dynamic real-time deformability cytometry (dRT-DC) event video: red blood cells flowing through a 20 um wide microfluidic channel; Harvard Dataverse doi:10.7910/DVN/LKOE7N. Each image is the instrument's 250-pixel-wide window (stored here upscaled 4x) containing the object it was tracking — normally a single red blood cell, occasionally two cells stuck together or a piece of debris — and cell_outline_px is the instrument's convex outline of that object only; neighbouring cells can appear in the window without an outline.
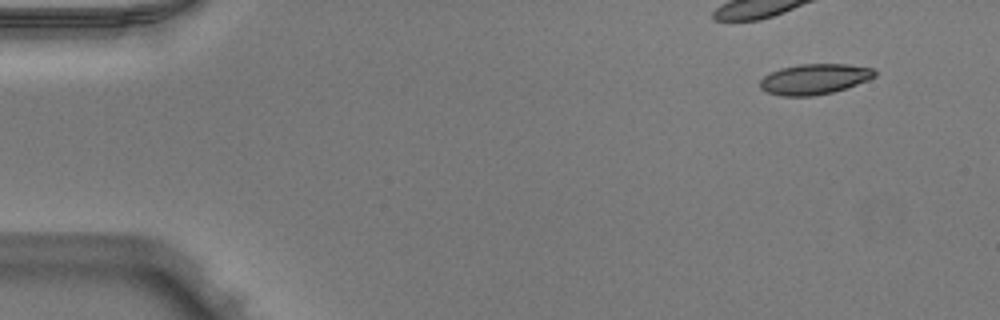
{"species": "Egyptian fruit bat (a non-hibernating species)", "species_latin": "Rousettus aegyptiacus", "temperature_condition": "warm", "stored_images_in_passage": 9, "camera_frame_rate_fps": 3000, "um_per_image_px": 0.085, "animal": {"sex": "male"}, "frame": {"image": 1, "passage_image": 1, "time_ms": 0.0, "image_size_px": [1000, 320], "cell_outline_px": [[876, 76], [868, 80], [832, 92], [812, 96], [780, 96], [768, 92], [760, 88], [760, 80], [764, 76], [780, 68], [800, 64], [848, 64], [872, 68], [876, 72]], "centroid_in_image_um": [69.22, 6.72], "position_along_channel_um": 15.8, "area_um2": 20.23}}